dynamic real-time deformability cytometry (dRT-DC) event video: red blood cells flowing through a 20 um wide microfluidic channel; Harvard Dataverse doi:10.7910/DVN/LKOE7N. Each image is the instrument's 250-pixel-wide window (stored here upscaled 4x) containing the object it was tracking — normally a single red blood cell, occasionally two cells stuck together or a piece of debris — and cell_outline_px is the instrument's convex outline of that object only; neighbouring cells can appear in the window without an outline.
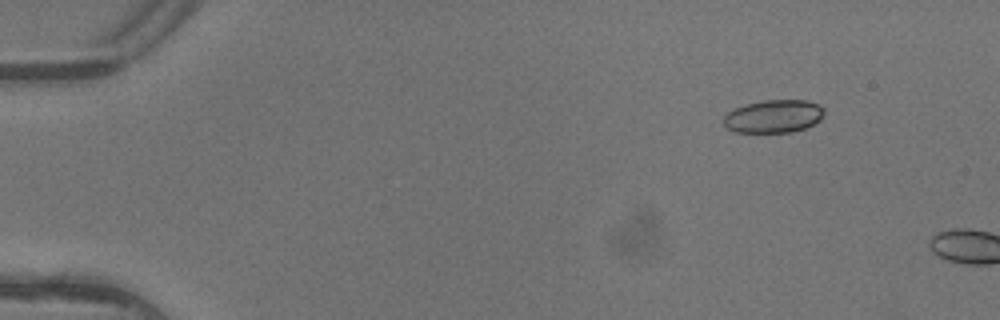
{"species": "common noctule bat (a hibernating species)", "species_latin": "Nyctalus noctula", "temperature_condition": "warm", "stored_images_in_passage": 3, "camera_frame_rate_fps": 3000, "um_per_image_px": 0.085, "animal": {"sex": "female"}, "frame": {"image": 1, "passage_image": 2, "time_ms": 0.333, "image_size_px": [1000, 320], "cell_outline_px": [[824, 116], [820, 120], [804, 128], [792, 132], [736, 132], [728, 128], [724, 124], [724, 116], [728, 112], [736, 108], [748, 104], [764, 100], [808, 100], [820, 104], [824, 108]], "centroid_in_image_um": [65.8, 9.88], "position_along_channel_um": 19.2, "area_um2": 19.25}}